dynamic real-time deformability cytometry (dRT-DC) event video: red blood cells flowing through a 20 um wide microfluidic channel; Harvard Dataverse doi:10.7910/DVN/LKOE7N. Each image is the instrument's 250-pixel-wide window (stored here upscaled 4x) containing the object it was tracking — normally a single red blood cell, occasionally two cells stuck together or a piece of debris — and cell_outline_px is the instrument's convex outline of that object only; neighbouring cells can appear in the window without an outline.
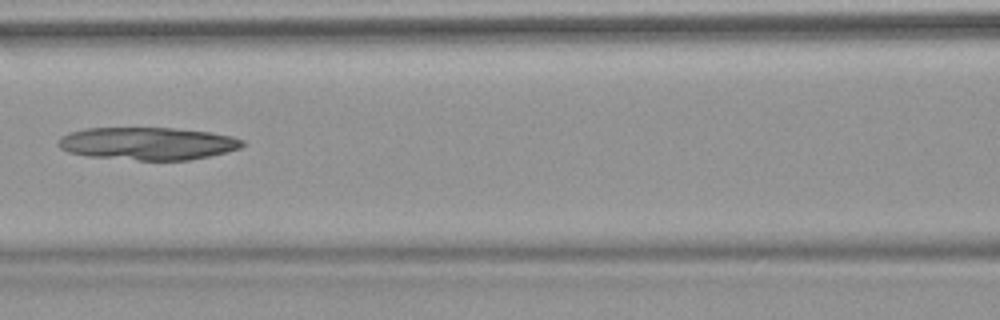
{"species": "common noctule bat (a hibernating species)", "species_latin": "Nyctalus noctula", "temperature_condition": "warm", "stored_images_in_passage": 8, "camera_frame_rate_fps": 3000, "um_per_image_px": 0.085, "animal": {"sex": "female", "body_mass_g": 18.4}, "frame": {"image": 1, "passage_image": 7, "time_ms": 7.0, "image_size_px": [1000, 320], "cell_outline_px": [[244, 144], [240, 148], [208, 156], [188, 160], [140, 160], [88, 156], [68, 152], [60, 148], [56, 144], [68, 132], [84, 128], [172, 128], [212, 132], [232, 136], [244, 140]], "centroid_in_image_um": [12.55, 12.19], "position_along_channel_um": 154.1, "area_um2": 34.91}}
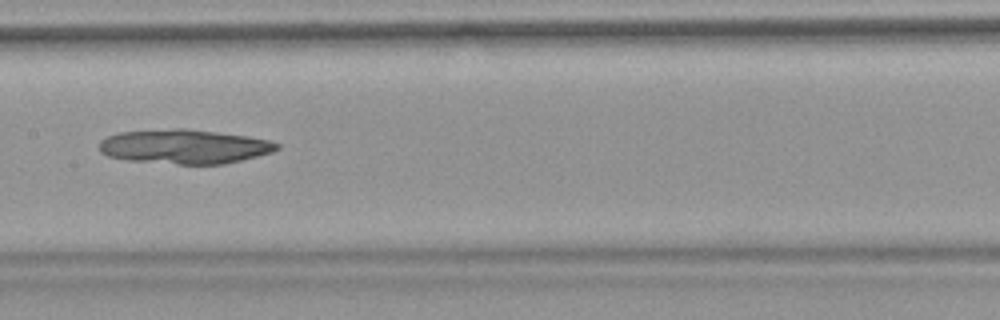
{"frame": {"image": 2, "passage_image": 8, "time_ms": 8.0, "image_size_px": [1000, 320], "cell_outline_px": [[280, 148], [272, 152], [224, 164], [180, 164], [128, 160], [108, 156], [100, 152], [100, 140], [108, 136], [120, 132], [176, 128], [184, 128], [248, 136], [272, 140], [280, 144]], "centroid_in_image_um": [15.7, 12.45], "position_along_channel_um": 191.7, "area_um2": 35.43}}